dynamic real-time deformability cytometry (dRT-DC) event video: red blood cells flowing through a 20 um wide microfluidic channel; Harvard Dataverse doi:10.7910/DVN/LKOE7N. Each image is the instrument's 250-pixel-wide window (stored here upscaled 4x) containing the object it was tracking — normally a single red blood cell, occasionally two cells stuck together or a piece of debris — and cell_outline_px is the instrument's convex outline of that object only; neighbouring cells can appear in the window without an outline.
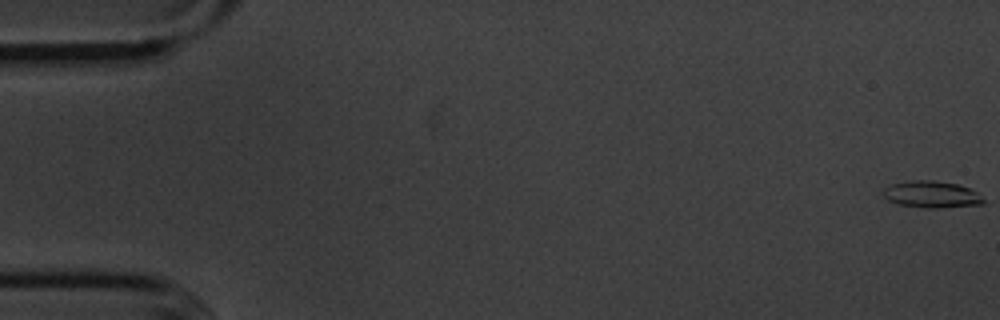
{"species": "common noctule bat (a hibernating species)", "species_latin": "Nyctalus noctula", "temperature_condition": "cold", "stored_images_in_passage": 56, "camera_frame_rate_fps": 3000, "um_per_image_px": 0.085, "animal": {"sex": "male", "body_mass_g": 20.1, "forearm_length_mm": 53.5}, "frame": {"image": 1, "passage_image": 1, "time_ms": 0.0, "image_size_px": [1000, 320], "cell_outline_px": [[984, 204], [936, 208], [924, 208], [896, 204], [888, 200], [880, 192], [884, 188], [892, 184], [912, 180], [932, 180], [956, 184], [968, 188], [976, 192], [984, 200]], "centroid_in_image_um": [79.13, 16.53], "position_along_channel_um": 5.9, "area_um2": 15.61}}
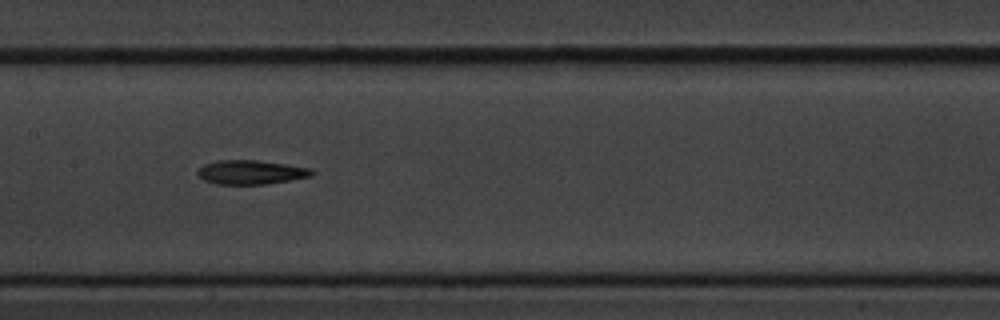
{"frame": {"image": 2, "passage_image": 28, "time_ms": 9.0, "image_size_px": [1000, 320], "cell_outline_px": [[316, 172], [312, 176], [268, 184], [216, 184], [204, 180], [196, 172], [204, 164], [220, 160], [256, 160], [312, 168]], "centroid_in_image_um": [21.36, 14.64], "position_along_channel_um": 186.0, "area_um2": 16.01}}
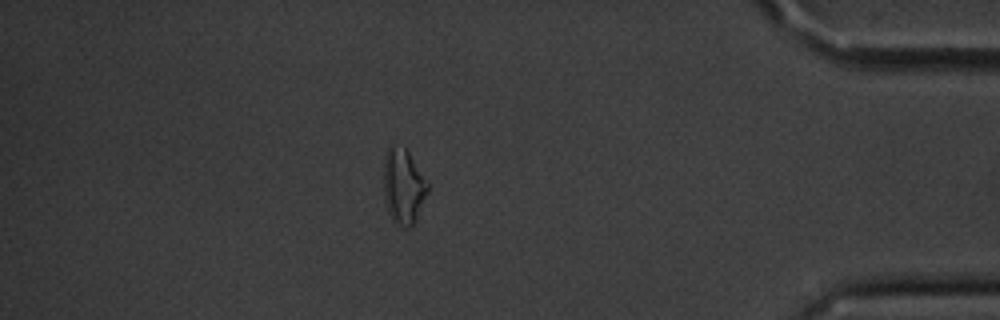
{"frame": {"image": 3, "passage_image": 49, "time_ms": 16.0, "image_size_px": [1000, 320], "cell_outline_px": [[428, 192], [416, 220], [408, 228], [392, 220], [388, 212], [384, 200], [384, 156], [388, 144], [392, 144], [404, 148], [408, 152], [428, 184]], "centroid_in_image_um": [34.26, 15.82], "position_along_channel_um": 400.9, "area_um2": 19.13}, "authors_computed_cell_mechanics": {"area_um2": 16.0684, "velocity_mm_per_s": 3.6206, "shape_relaxation_time_tau1_ms": 3.5618, "shape_relaxation_time_tau2_ms": null, "deformation_change_tau1": 0.1472, "deformation_change_tau2": null}}